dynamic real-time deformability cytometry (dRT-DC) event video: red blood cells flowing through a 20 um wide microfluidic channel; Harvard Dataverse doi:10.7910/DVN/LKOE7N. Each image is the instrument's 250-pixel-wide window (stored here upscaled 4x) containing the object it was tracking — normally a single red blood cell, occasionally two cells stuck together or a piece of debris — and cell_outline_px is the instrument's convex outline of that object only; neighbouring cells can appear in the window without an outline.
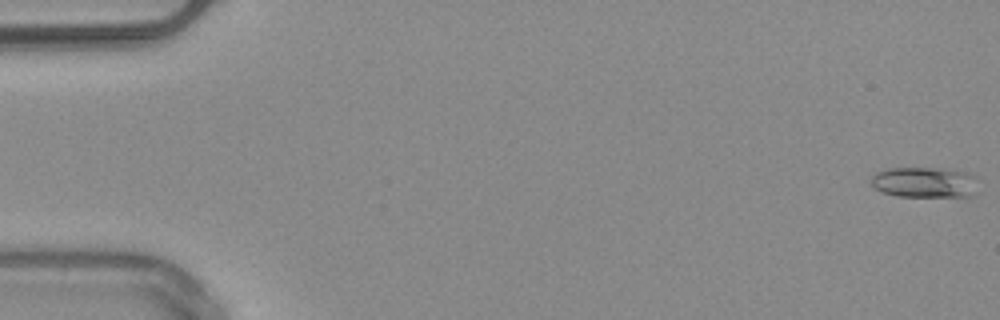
{"species": "common noctule bat (a hibernating species)", "species_latin": "Nyctalus noctula", "temperature_condition": "warm", "stored_images_in_passage": 51, "camera_frame_rate_fps": 3000, "um_per_image_px": 0.085, "animal": {"sex": "male", "body_mass_g": 20.4}, "frame": {"image": 1, "passage_image": 1, "time_ms": 0.0, "image_size_px": [1000, 320], "cell_outline_px": [[976, 176], [968, 196], [896, 196], [884, 192], [876, 188], [872, 184], [872, 176], [876, 172], [888, 168], [940, 168], [968, 172]], "centroid_in_image_um": [78.51, 15.47], "position_along_channel_um": 6.5, "area_um2": 18.55}}
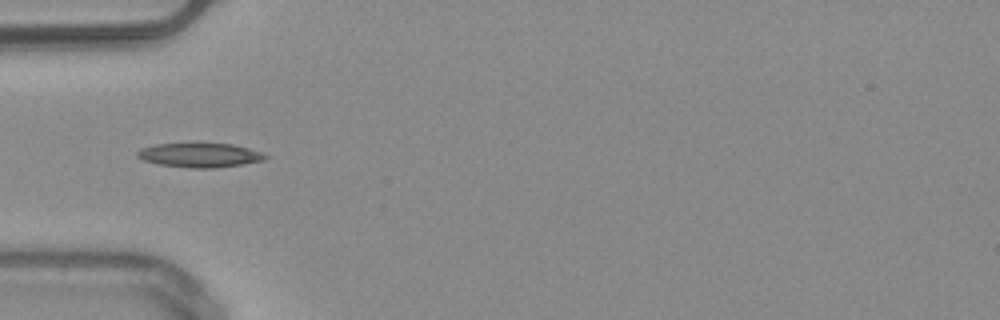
{"frame": {"image": 2, "passage_image": 17, "time_ms": 5.333, "image_size_px": [1000, 320], "cell_outline_px": [[268, 156], [264, 160], [244, 164], [216, 168], [192, 168], [160, 164], [144, 160], [136, 156], [136, 152], [140, 148], [156, 144], [232, 144], [248, 148], [260, 152]], "centroid_in_image_um": [16.98, 13.19], "position_along_channel_um": 68.0, "area_um2": 17.86}}
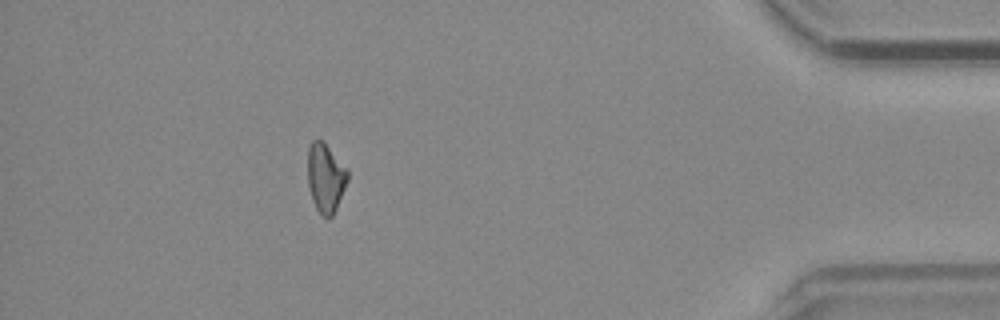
{"frame": {"image": 3, "passage_image": 46, "time_ms": 15.0, "image_size_px": [1000, 320], "cell_outline_px": [[348, 180], [336, 208], [332, 216], [328, 220], [316, 208], [312, 200], [308, 184], [308, 148], [312, 140], [324, 140], [348, 168]], "centroid_in_image_um": [27.69, 15.07], "position_along_channel_um": 407.5, "area_um2": 16.24}}